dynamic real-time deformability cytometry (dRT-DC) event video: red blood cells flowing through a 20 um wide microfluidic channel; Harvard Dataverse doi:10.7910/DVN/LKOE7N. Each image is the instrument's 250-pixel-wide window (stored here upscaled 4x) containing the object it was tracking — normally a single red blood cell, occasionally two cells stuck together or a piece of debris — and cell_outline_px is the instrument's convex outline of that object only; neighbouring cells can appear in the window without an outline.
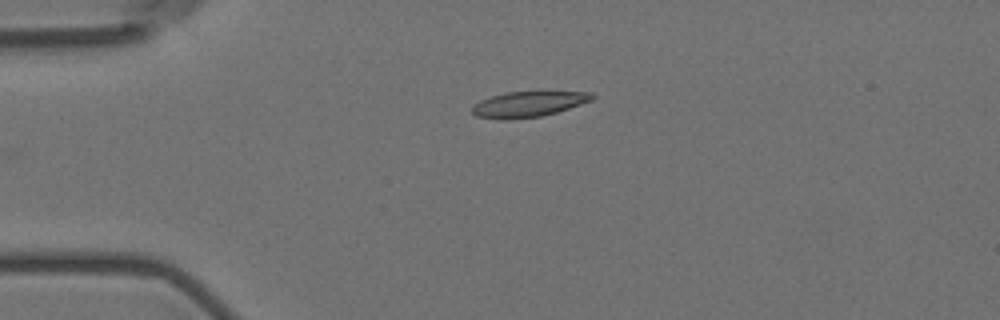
{"species": "Egyptian fruit bat (a non-hibernating species)", "species_latin": "Rousettus aegyptiacus", "temperature_condition": "room temperature", "stored_images_in_passage": 44, "camera_frame_rate_fps": 3000, "um_per_image_px": 0.085, "animal": {"sex": "female"}, "frame": {"image": 1, "passage_image": 1, "time_ms": 0.0, "image_size_px": [1000, 320], "cell_outline_px": [[596, 96], [592, 100], [556, 112], [540, 116], [512, 120], [500, 120], [476, 116], [472, 112], [472, 108], [480, 100], [492, 96], [508, 92], [592, 92]], "centroid_in_image_um": [44.89, 8.87], "position_along_channel_um": 40.1, "area_um2": 17.69}}
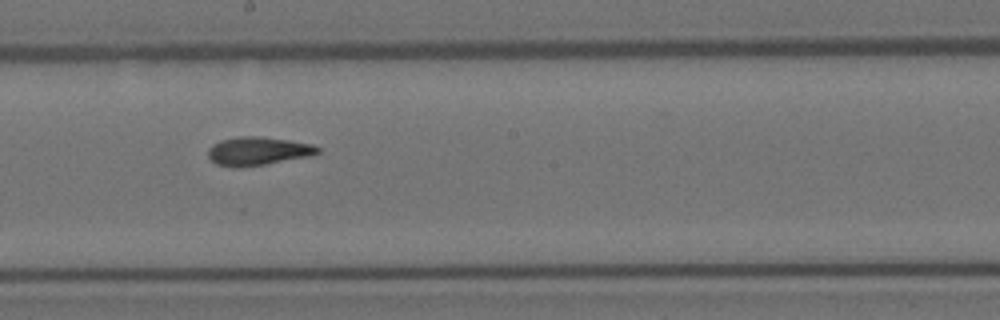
{"frame": {"image": 2, "passage_image": 19, "time_ms": 6.0, "image_size_px": [1000, 320], "cell_outline_px": [[320, 152], [312, 156], [264, 164], [236, 168], [232, 168], [216, 164], [208, 156], [208, 148], [212, 144], [220, 140], [236, 136], [256, 136], [288, 140], [312, 144], [320, 148]], "centroid_in_image_um": [21.9, 12.84], "position_along_channel_um": 226.3, "area_um2": 18.26}}
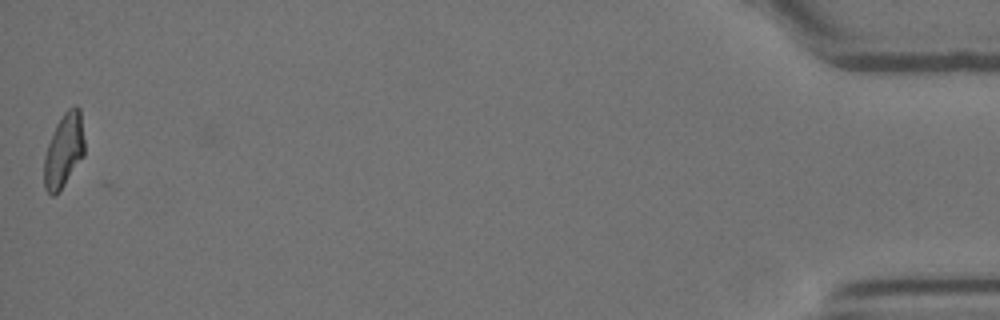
{"frame": {"image": 3, "passage_image": 44, "time_ms": 14.333, "image_size_px": [1000, 320], "cell_outline_px": [[84, 156], [56, 196], [52, 196], [44, 188], [44, 156], [48, 144], [56, 124], [64, 112], [68, 108], [76, 104], [80, 108], [84, 140]], "centroid_in_image_um": [5.43, 12.78], "position_along_channel_um": 429.8, "area_um2": 17.51}, "authors_computed_cell_mechanics": {"area_um2": 17.8602, "velocity_mm_per_s": 3.585, "shape_relaxation_time_tau1_ms": 9.5329, "shape_relaxation_time_tau2_ms": 2.6316, "deformation_change_tau1": 0.2308, "deformation_change_tau2": 0.0962}}